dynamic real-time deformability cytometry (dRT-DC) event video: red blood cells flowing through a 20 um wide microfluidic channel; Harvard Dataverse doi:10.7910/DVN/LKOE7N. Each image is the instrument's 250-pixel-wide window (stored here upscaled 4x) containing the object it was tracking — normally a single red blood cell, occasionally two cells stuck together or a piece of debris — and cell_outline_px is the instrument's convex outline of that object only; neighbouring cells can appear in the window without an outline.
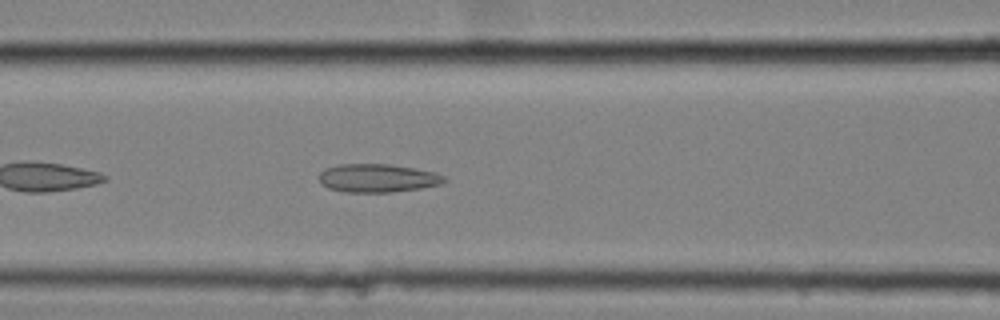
{"species": "common noctule bat (a hibernating species)", "species_latin": "Nyctalus noctula", "temperature_condition": "cold", "stored_images_in_passage": 40, "camera_frame_rate_fps": 3000, "um_per_image_px": 0.085, "animal": {"sex": "female", "body_mass_g": 25.1}, "frame": {"image": 1, "passage_image": 8, "time_ms": 2.333, "image_size_px": [1000, 320], "cell_outline_px": [[448, 180], [440, 184], [420, 188], [392, 192], [344, 192], [328, 188], [320, 184], [320, 172], [324, 168], [340, 164], [388, 164], [416, 168], [436, 172], [444, 176]], "centroid_in_image_um": [32.09, 15.13], "position_along_channel_um": 134.5, "area_um2": 20.81}}
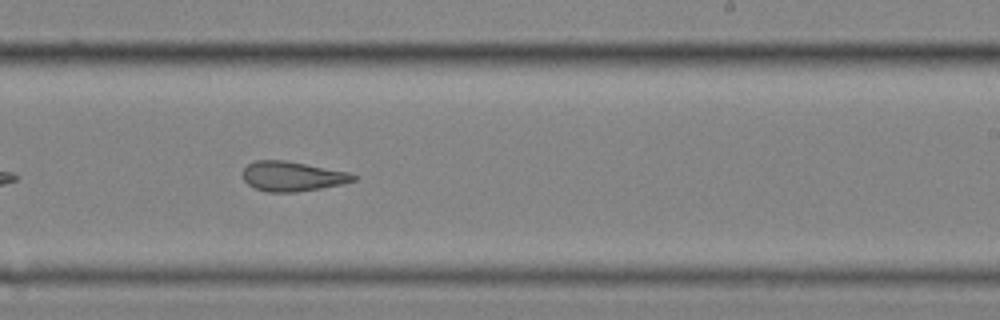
{"frame": {"image": 2, "passage_image": 19, "time_ms": 6.0, "image_size_px": [1000, 320], "cell_outline_px": [[356, 180], [344, 184], [296, 192], [268, 192], [256, 188], [248, 184], [244, 180], [244, 168], [248, 164], [256, 160], [284, 160], [348, 172], [356, 176]], "centroid_in_image_um": [24.85, 14.99], "position_along_channel_um": 264.1, "area_um2": 18.96}}
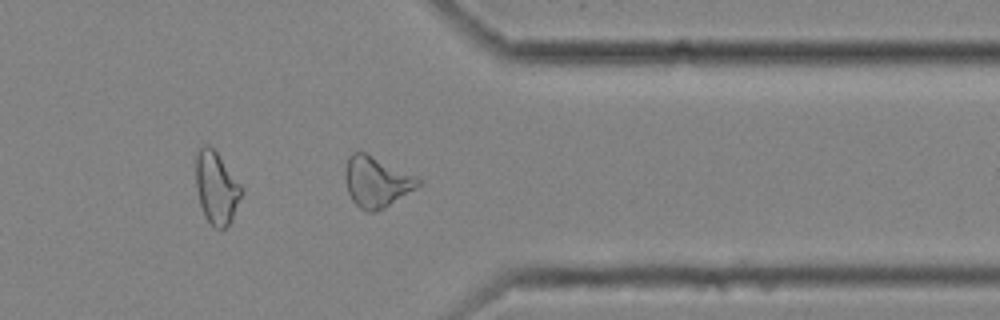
{"frame": {"image": 3, "passage_image": 29, "time_ms": 9.333, "image_size_px": [1000, 320], "cell_outline_px": [[420, 184], [416, 188], [384, 208], [376, 212], [368, 212], [360, 208], [352, 200], [348, 192], [344, 176], [344, 172], [348, 156], [352, 152], [364, 152], [416, 176], [420, 180]], "centroid_in_image_um": [31.97, 15.46], "position_along_channel_um": 379.4, "area_um2": 21.33}, "authors_computed_cell_mechanics": {"area_um2": 20.5479, "velocity_mm_per_s": 3.5429, "shape_relaxation_time_tau1_ms": null, "shape_relaxation_time_tau2_ms": 3.0799, "deformation_change_tau1": null, "deformation_change_tau2": 0.1105}}